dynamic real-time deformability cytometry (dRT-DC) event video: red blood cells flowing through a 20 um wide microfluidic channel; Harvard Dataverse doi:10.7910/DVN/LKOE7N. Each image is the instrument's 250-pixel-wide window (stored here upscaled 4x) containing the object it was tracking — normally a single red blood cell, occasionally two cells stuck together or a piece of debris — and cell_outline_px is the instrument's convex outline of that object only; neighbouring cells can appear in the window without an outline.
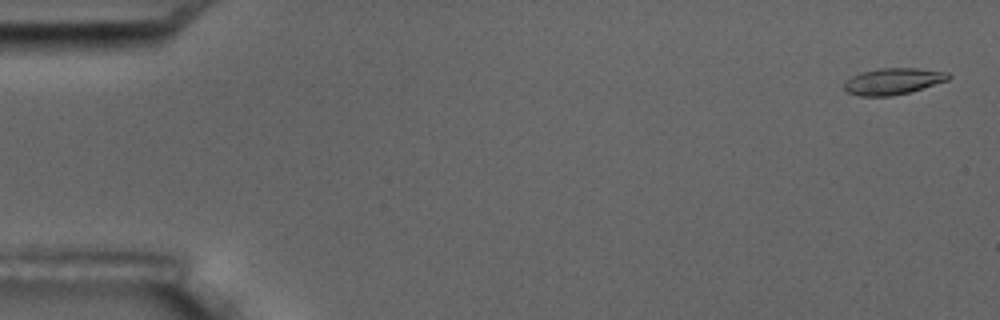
{"species": "common noctule bat (a hibernating species)", "species_latin": "Nyctalus noctula", "temperature_condition": "room temperature", "stored_images_in_passage": 5, "camera_frame_rate_fps": 3000, "um_per_image_px": 0.085, "animal": {"sex": "male", "body_mass_g": 17.5, "forearm_length_mm": 52.3}, "frame": {"image": 1, "passage_image": 1, "time_ms": 0.0, "image_size_px": [1000, 320], "cell_outline_px": [[952, 76], [948, 80], [912, 92], [892, 96], [860, 96], [848, 92], [844, 88], [844, 84], [852, 76], [860, 72], [880, 68], [920, 68], [948, 72]], "centroid_in_image_um": [75.95, 6.91], "position_along_channel_um": 9.0, "area_um2": 16.18}}